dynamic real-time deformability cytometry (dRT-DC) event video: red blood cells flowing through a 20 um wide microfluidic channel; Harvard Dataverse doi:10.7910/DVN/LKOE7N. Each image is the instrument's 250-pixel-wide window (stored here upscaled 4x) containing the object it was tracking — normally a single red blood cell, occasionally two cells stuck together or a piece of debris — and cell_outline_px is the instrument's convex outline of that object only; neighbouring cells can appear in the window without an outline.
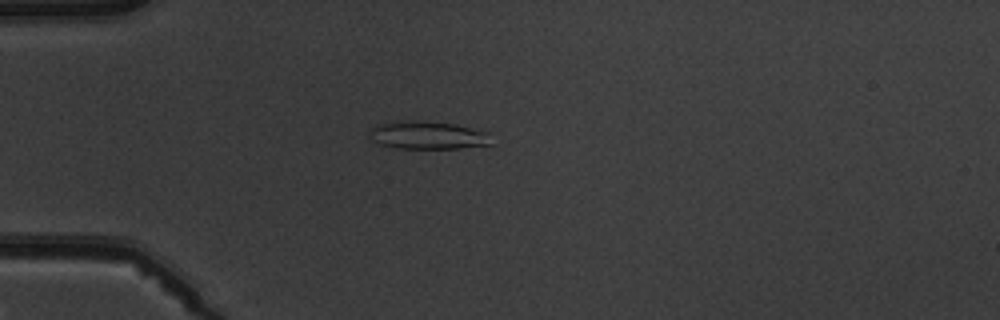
{"species": "common noctule bat (a hibernating species)", "species_latin": "Nyctalus noctula", "temperature_condition": "warm", "stored_images_in_passage": 1, "camera_frame_rate_fps": 3000, "um_per_image_px": 0.085, "animal": {"sex": "male", "body_mass_g": 19.5, "forearm_length_mm": 54.6}, "frame": {"image": 1, "passage_image": 1, "time_ms": 0.0, "image_size_px": [1000, 320], "cell_outline_px": [[492, 144], [460, 148], [396, 148], [380, 144], [372, 140], [368, 136], [372, 128], [376, 124], [396, 120], [412, 120], [456, 124], [488, 132]], "centroid_in_image_um": [36.32, 11.48], "position_along_channel_um": 48.7, "area_um2": 19.94}}